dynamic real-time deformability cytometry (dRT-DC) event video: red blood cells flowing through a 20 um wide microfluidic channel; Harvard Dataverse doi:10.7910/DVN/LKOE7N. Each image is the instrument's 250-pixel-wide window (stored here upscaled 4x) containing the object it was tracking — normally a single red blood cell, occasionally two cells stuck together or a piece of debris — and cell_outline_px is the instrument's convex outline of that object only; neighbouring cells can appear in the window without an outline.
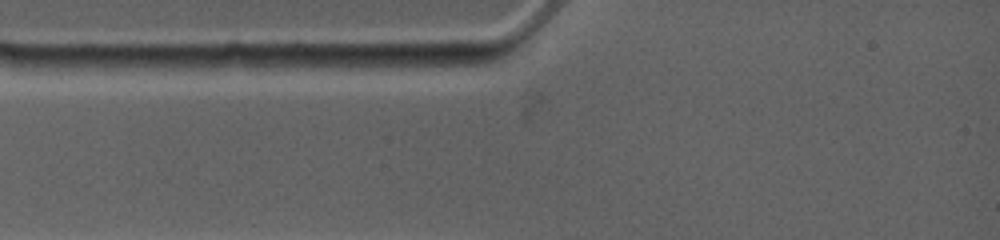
{"species": "common noctule bat (a hibernating species)", "species_latin": "Nyctalus noctula", "temperature_condition": "warm", "stored_images_in_passage": 1, "camera_frame_rate_fps": 4500, "um_per_image_px": 0.085, "animal": {"sex": "female", "body_mass_g": 19.0, "forearm_length_mm": 53.3}, "frame": {"image": 1, "passage_image": 1, "time_ms": 0.0, "image_size_px": [1000, 240], "cell_outline_px": [[440, 64], [360, 72], [320, 64], [320, 60], [324, 56], [432, 56]], "centroid_in_image_um": [32.02, 5.3], "position_along_channel_um": 53.0, "area_um2": 10.12}}